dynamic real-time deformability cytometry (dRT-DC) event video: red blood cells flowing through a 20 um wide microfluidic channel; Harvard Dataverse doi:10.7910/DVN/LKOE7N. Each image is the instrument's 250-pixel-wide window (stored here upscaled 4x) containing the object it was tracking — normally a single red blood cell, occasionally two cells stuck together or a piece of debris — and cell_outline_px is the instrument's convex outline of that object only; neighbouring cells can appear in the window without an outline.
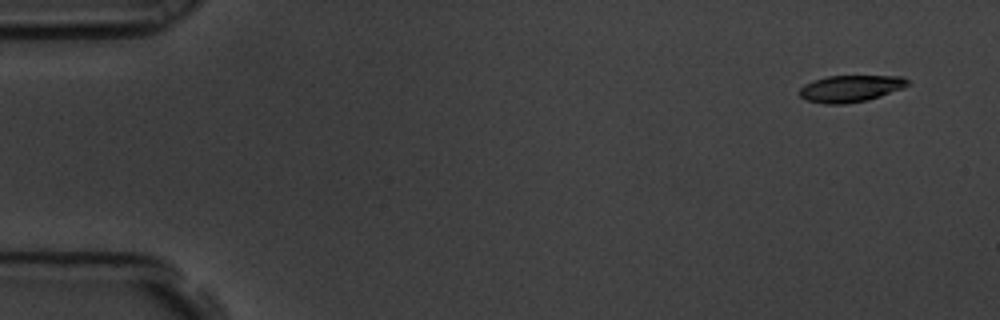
{"species": "common noctule bat (a hibernating species)", "species_latin": "Nyctalus noctula", "temperature_condition": "room temperature", "stored_images_in_passage": 5, "camera_frame_rate_fps": 3000, "um_per_image_px": 0.085, "animal": {"sex": "male", "body_mass_g": 19.5, "forearm_length_mm": 54.6}, "frame": {"image": 1, "passage_image": 1, "time_ms": 0.0, "image_size_px": [1000, 320], "cell_outline_px": [[908, 84], [904, 88], [868, 100], [844, 104], [824, 104], [804, 100], [800, 96], [800, 88], [804, 84], [828, 76], [904, 76], [908, 80]], "centroid_in_image_um": [72.29, 7.53], "position_along_channel_um": 12.7, "area_um2": 16.88}}
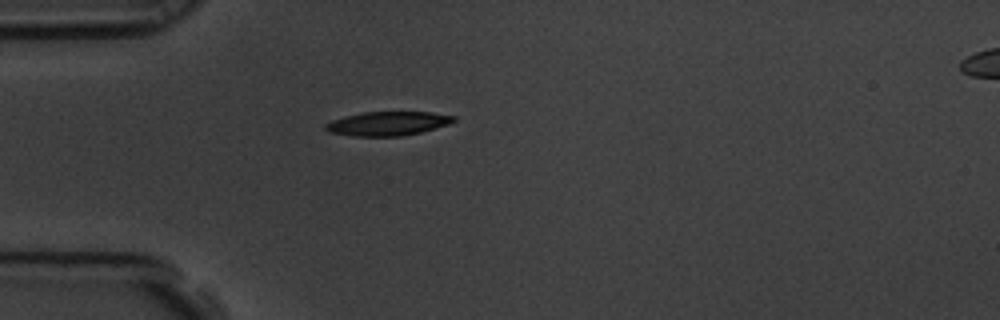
{"frame": {"image": 2, "passage_image": 5, "time_ms": 1.333, "image_size_px": [1000, 320], "cell_outline_px": [[456, 120], [448, 124], [420, 132], [400, 136], [352, 136], [328, 132], [324, 128], [324, 124], [332, 120], [344, 116], [364, 112], [432, 112], [456, 116]], "centroid_in_image_um": [32.92, 10.5], "position_along_channel_um": 52.1, "area_um2": 17.92}}